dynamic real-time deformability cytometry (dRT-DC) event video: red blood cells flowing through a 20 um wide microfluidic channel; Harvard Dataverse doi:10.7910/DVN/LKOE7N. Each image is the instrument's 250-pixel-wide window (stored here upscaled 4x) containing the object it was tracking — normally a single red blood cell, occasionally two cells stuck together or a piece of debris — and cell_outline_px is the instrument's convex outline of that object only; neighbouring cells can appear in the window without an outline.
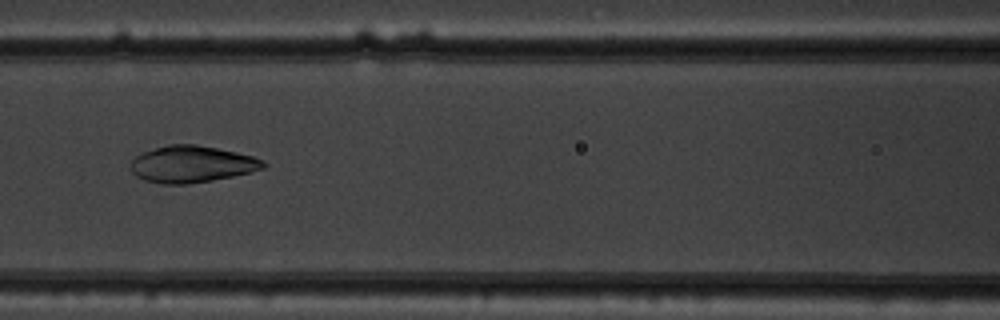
{"species": "common noctule bat (a hibernating species)", "species_latin": "Nyctalus noctula", "temperature_condition": "warm", "stored_images_in_passage": 9, "camera_frame_rate_fps": 3000, "um_per_image_px": 0.085, "animal": {"sex": "male", "body_mass_g": 19.5, "forearm_length_mm": 54.6}, "frame": {"image": 1, "passage_image": 7, "time_ms": 2.0, "image_size_px": [1000, 320], "cell_outline_px": [[268, 164], [264, 168], [232, 176], [212, 180], [188, 184], [164, 184], [144, 180], [136, 176], [132, 172], [132, 160], [136, 156], [144, 152], [168, 144], [196, 144], [236, 152], [252, 156]], "centroid_in_image_um": [16.29, 13.95], "position_along_channel_um": 150.3, "area_um2": 28.03}}
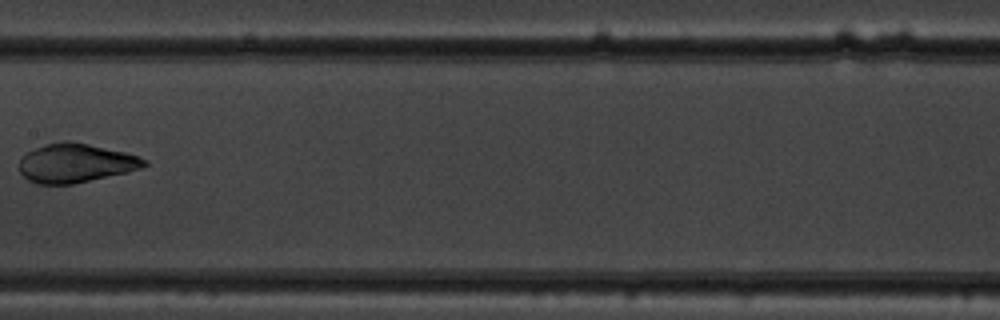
{"frame": {"image": 2, "passage_image": 8, "time_ms": 2.333, "image_size_px": [1000, 320], "cell_outline_px": [[148, 164], [140, 168], [128, 172], [72, 184], [36, 184], [28, 180], [20, 172], [20, 160], [28, 152], [36, 148], [48, 144], [64, 140], [68, 140], [88, 144], [124, 152], [148, 160]], "centroid_in_image_um": [6.43, 13.87], "position_along_channel_um": 201.0, "area_um2": 28.03}}
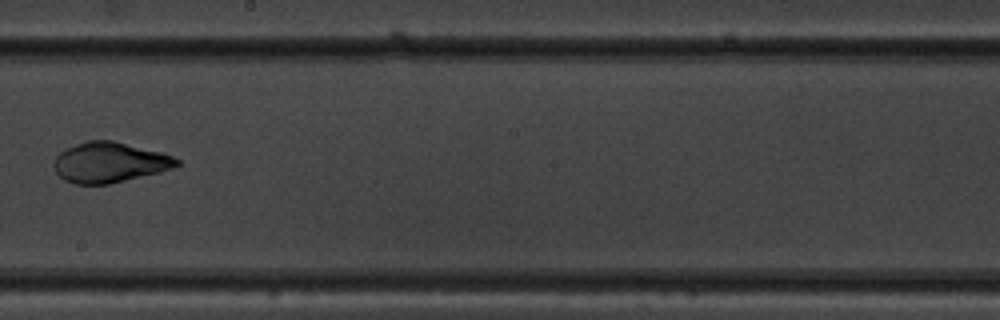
{"frame": {"image": 3, "passage_image": 9, "time_ms": 2.667, "image_size_px": [1000, 320], "cell_outline_px": [[180, 164], [172, 168], [160, 172], [108, 184], [76, 184], [64, 180], [56, 172], [52, 164], [56, 156], [60, 152], [76, 144], [88, 140], [112, 140], [160, 152], [172, 156], [180, 160]], "centroid_in_image_um": [9.29, 13.8], "position_along_channel_um": 238.9, "area_um2": 28.67}}